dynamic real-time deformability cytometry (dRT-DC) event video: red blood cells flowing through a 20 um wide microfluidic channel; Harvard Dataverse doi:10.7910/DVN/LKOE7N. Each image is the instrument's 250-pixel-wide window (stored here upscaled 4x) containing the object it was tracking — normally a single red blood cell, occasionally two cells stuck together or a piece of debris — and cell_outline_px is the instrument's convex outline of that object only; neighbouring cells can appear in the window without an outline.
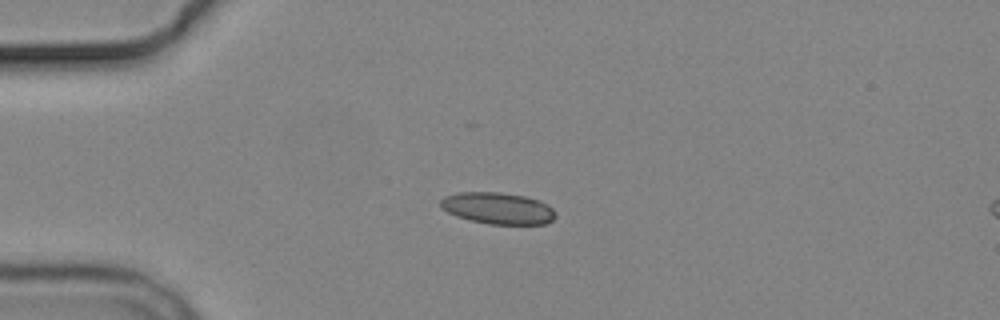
{"species": "common noctule bat (a hibernating species)", "species_latin": "Nyctalus noctula", "temperature_condition": "cold", "stored_images_in_passage": 3, "segment_of_instrument_passage": [1, 2], "camera_frame_rate_fps": 3000, "um_per_image_px": 0.085, "animal": {"sex": "male", "body_mass_g": 19.2, "forearm_length_mm": 51.8}, "frame": {"image": 1, "passage_image": 2, "time_ms": 1.333, "image_size_px": [1000, 320], "cell_outline_px": [[556, 216], [552, 220], [544, 224], [488, 224], [456, 216], [440, 208], [440, 200], [444, 196], [456, 192], [500, 192], [524, 196], [548, 204], [556, 212]], "centroid_in_image_um": [42.29, 17.69], "position_along_channel_um": 42.7, "area_um2": 21.21}}